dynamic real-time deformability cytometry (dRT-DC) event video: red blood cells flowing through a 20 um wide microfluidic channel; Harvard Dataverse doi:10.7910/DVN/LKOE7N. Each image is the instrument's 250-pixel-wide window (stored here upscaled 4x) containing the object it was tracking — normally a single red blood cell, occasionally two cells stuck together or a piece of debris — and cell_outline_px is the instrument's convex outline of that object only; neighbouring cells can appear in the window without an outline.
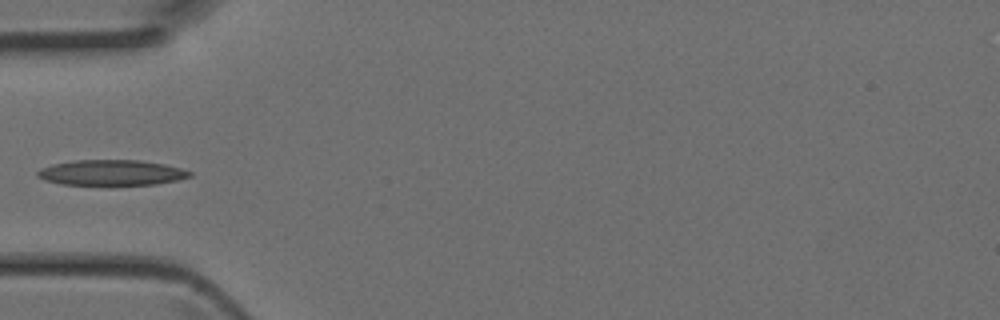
{"species": "Egyptian fruit bat (a non-hibernating species)", "species_latin": "Rousettus aegyptiacus", "temperature_condition": "room temperature", "stored_images_in_passage": 30, "camera_frame_rate_fps": 3000, "um_per_image_px": 0.085, "animal": {"sex": "female"}, "frame": {"image": 1, "passage_image": 1, "time_ms": 0.0, "image_size_px": [1000, 320], "cell_outline_px": [[192, 176], [176, 180], [156, 184], [112, 188], [60, 184], [44, 180], [36, 176], [36, 172], [40, 168], [52, 164], [76, 160], [140, 160], [164, 164], [180, 168], [192, 172]], "centroid_in_image_um": [9.43, 14.73], "position_along_channel_um": 75.6, "area_um2": 23.81}}
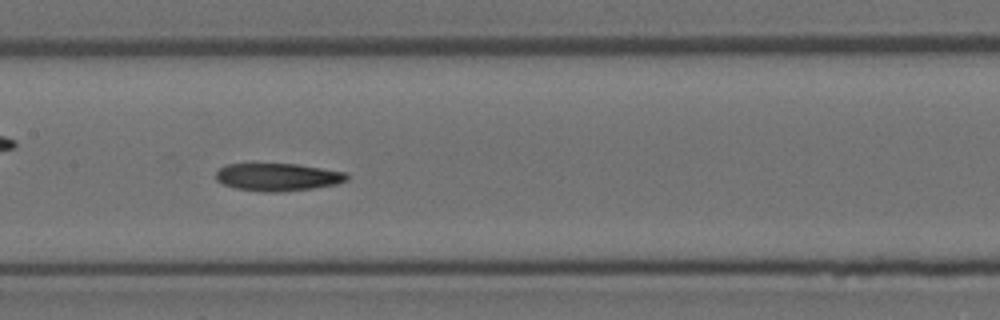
{"frame": {"image": 2, "passage_image": 8, "time_ms": 2.333, "image_size_px": [1000, 320], "cell_outline_px": [[348, 180], [336, 184], [312, 188], [280, 192], [264, 192], [236, 188], [224, 184], [216, 180], [216, 172], [224, 164], [296, 164], [348, 172]], "centroid_in_image_um": [23.62, 15.04], "position_along_channel_um": 183.8, "area_um2": 21.1}}
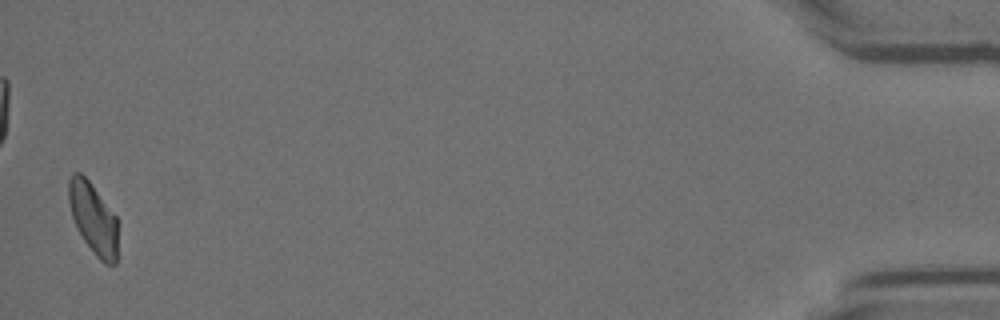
{"frame": {"image": 3, "passage_image": 30, "time_ms": 9.667, "image_size_px": [1000, 320], "cell_outline_px": [[116, 264], [104, 264], [92, 252], [84, 240], [72, 216], [68, 204], [68, 180], [72, 172], [80, 172], [88, 180], [116, 216]], "centroid_in_image_um": [7.89, 18.54], "position_along_channel_um": 427.3, "area_um2": 20.06}}